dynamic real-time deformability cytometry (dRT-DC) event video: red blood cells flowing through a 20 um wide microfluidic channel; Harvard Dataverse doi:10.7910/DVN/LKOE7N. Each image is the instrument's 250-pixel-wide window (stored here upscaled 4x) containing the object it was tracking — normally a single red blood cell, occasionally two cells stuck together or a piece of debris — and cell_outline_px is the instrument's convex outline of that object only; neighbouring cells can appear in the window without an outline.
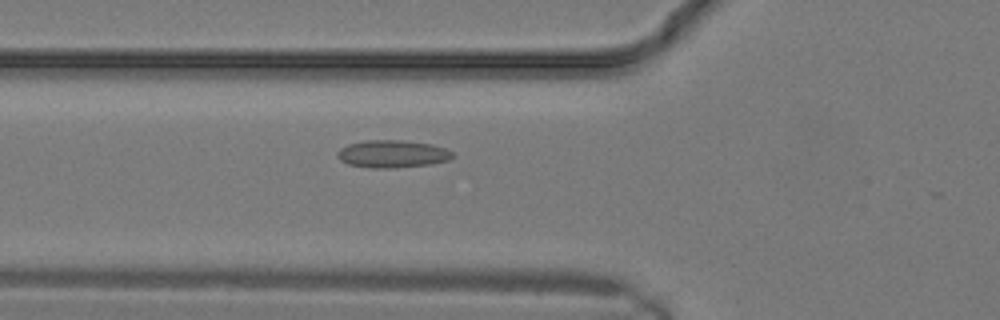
{"species": "common noctule bat (a hibernating species)", "species_latin": "Nyctalus noctula", "temperature_condition": "warm", "stored_images_in_passage": 13, "camera_frame_rate_fps": 3000, "um_per_image_px": 0.085, "animal": {"sex": "male", "body_mass_g": 19.2, "forearm_length_mm": 51.8}, "frame": {"image": 1, "passage_image": 8, "time_ms": 2.333, "image_size_px": [1000, 320], "cell_outline_px": [[456, 156], [448, 160], [432, 164], [396, 168], [368, 168], [348, 164], [340, 160], [336, 156], [336, 152], [340, 148], [348, 144], [364, 140], [404, 140], [432, 144], [444, 148], [452, 152]], "centroid_in_image_um": [33.34, 13.08], "position_along_channel_um": 92.5, "area_um2": 18.79}}
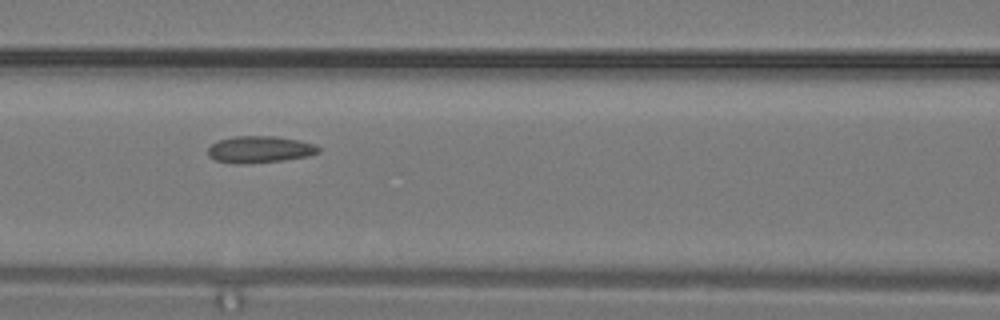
{"frame": {"image": 2, "passage_image": 10, "time_ms": 3.0, "image_size_px": [1000, 320], "cell_outline_px": [[320, 152], [308, 156], [284, 160], [244, 164], [236, 164], [216, 160], [208, 156], [208, 148], [216, 140], [232, 136], [276, 136], [300, 140], [316, 144], [320, 148]], "centroid_in_image_um": [22.08, 12.69], "position_along_channel_um": 144.5, "area_um2": 17.51}}
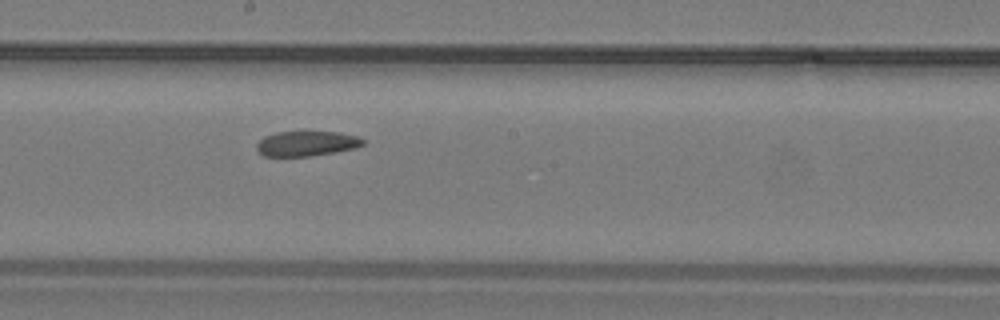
{"frame": {"image": 3, "passage_image": 13, "time_ms": 4.0, "image_size_px": [1000, 320], "cell_outline_px": [[364, 144], [356, 148], [308, 156], [264, 156], [256, 148], [256, 144], [264, 136], [276, 132], [304, 128], [340, 132], [356, 136], [364, 140]], "centroid_in_image_um": [26.05, 12.13], "position_along_channel_um": 222.2, "area_um2": 16.24}}